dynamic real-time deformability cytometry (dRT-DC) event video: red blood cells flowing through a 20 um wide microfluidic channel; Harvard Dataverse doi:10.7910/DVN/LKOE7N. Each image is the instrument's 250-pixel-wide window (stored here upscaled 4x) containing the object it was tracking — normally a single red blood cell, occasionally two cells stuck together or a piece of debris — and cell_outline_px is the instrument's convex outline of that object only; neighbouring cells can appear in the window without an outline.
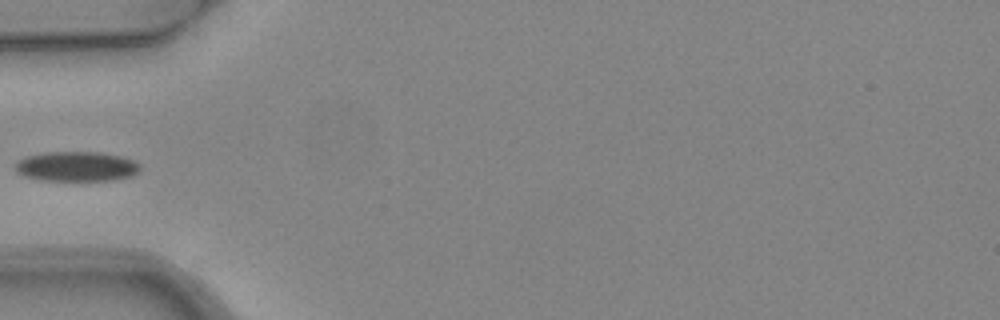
{"species": "common noctule bat (a hibernating species)", "species_latin": "Nyctalus noctula", "temperature_condition": "warm", "stored_images_in_passage": 4, "camera_frame_rate_fps": 3000, "um_per_image_px": 0.085, "animal": {"sex": "female", "body_mass_g": 24.6, "forearm_length_mm": 56.2}, "frame": {"image": 1, "passage_image": 4, "time_ms": 1.0, "image_size_px": [1000, 320], "cell_outline_px": [[140, 168], [132, 176], [112, 180], [40, 180], [16, 172], [16, 164], [20, 160], [28, 156], [44, 152], [100, 152], [120, 156], [132, 160], [140, 164]], "centroid_in_image_um": [6.53, 14.14], "position_along_channel_um": 78.5, "area_um2": 21.39}}